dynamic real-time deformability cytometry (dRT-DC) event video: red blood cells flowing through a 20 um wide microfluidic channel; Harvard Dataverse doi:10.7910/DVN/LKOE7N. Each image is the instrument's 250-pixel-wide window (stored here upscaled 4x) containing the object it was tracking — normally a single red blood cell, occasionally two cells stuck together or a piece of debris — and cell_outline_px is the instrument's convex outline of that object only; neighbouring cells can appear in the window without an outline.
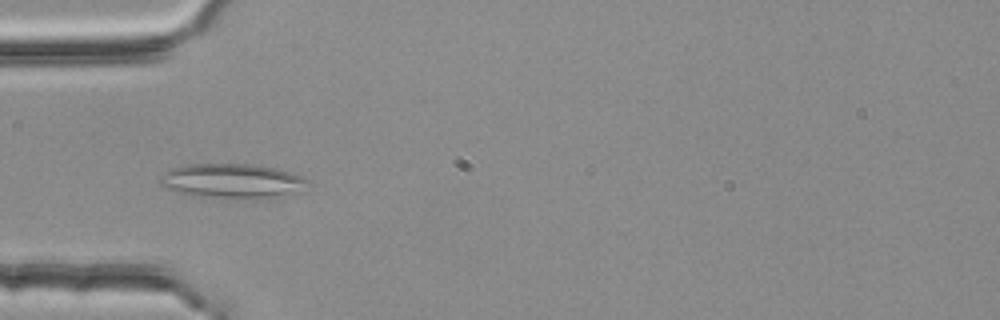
{"species": "common noctule bat (a hibernating species)", "species_latin": "Nyctalus noctula", "temperature_condition": "room temperature", "stored_images_in_passage": 5, "camera_frame_rate_fps": 3000, "um_per_image_px": 0.085, "animal": {"sex": "female", "body_mass_g": 25.1}, "frame": {"image": 1, "passage_image": 4, "time_ms": 1.0, "image_size_px": [1000, 320], "cell_outline_px": [[308, 180], [284, 196], [220, 200], [192, 196], [176, 192], [164, 188], [160, 184], [160, 176], [168, 168], [184, 164], [248, 164], [276, 168], [300, 176]], "centroid_in_image_um": [19.52, 15.39], "position_along_channel_um": 65.5, "area_um2": 29.82}}